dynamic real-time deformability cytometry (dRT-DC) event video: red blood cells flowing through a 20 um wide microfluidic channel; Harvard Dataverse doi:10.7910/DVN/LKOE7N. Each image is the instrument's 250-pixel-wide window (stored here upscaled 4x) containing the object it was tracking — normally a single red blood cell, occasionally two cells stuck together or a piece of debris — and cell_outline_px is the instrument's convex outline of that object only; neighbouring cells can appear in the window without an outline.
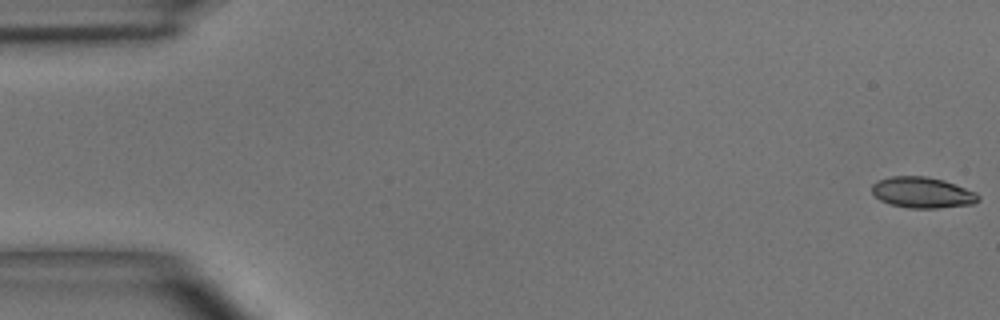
{"species": "common noctule bat (a hibernating species)", "species_latin": "Nyctalus noctula", "temperature_condition": "room temperature", "stored_images_in_passage": 7, "camera_frame_rate_fps": 3000, "um_per_image_px": 0.085, "animal": {"sex": "male", "body_mass_g": 15.6}, "frame": {"image": 1, "passage_image": 1, "time_ms": 0.0, "image_size_px": [1000, 320], "cell_outline_px": [[980, 200], [972, 204], [936, 208], [908, 208], [892, 204], [880, 200], [872, 192], [872, 184], [876, 180], [892, 176], [924, 176], [944, 180], [976, 192], [980, 196]], "centroid_in_image_um": [78.4, 16.36], "position_along_channel_um": 6.6, "area_um2": 19.13}}
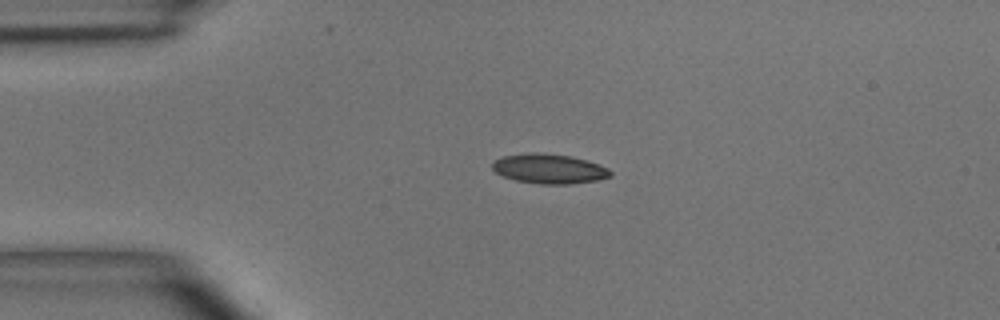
{"frame": {"image": 2, "passage_image": 4, "time_ms": 3.667, "image_size_px": [1000, 320], "cell_outline_px": [[612, 176], [596, 180], [568, 184], [540, 184], [516, 180], [504, 176], [496, 172], [492, 168], [492, 164], [496, 160], [504, 156], [536, 152], [572, 156], [588, 160], [608, 168], [612, 172]], "centroid_in_image_um": [46.71, 14.34], "position_along_channel_um": 38.3, "area_um2": 20.23}}
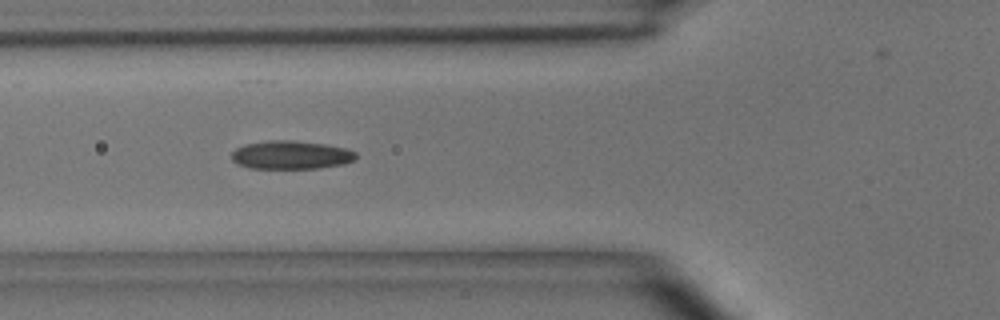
{"frame": {"image": 3, "passage_image": 6, "time_ms": 6.0, "image_size_px": [1000, 320], "cell_outline_px": [[356, 156], [352, 160], [344, 164], [320, 168], [248, 168], [232, 160], [232, 152], [236, 148], [248, 144], [272, 140], [292, 140], [324, 144], [344, 148], [356, 152]], "centroid_in_image_um": [24.74, 13.17], "position_along_channel_um": 101.1, "area_um2": 20.29}}